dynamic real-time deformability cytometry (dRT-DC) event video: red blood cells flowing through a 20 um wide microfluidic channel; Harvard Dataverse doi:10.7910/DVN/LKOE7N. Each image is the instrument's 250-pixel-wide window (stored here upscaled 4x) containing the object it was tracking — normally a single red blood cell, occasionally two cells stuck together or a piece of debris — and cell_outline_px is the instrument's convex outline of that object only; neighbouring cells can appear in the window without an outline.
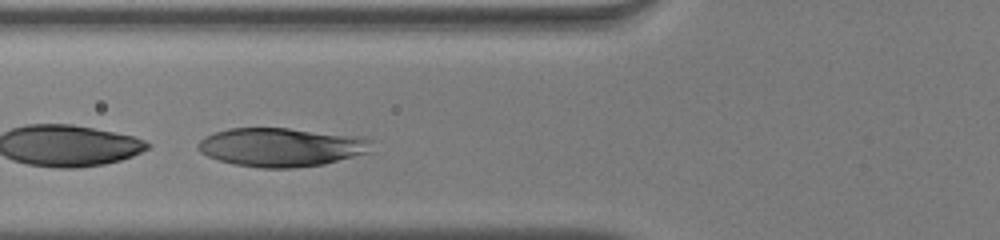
{"species": "human", "species_latin": "Homo sapiens", "temperature_condition": "warm", "stored_images_in_passage": 30, "camera_frame_rate_fps": 3000, "um_per_image_px": 0.085, "donor": {"sex": "male"}, "frame": {"image": 1, "passage_image": 8, "time_ms": 2.333, "image_size_px": [1000, 240], "cell_outline_px": [[372, 152], [324, 164], [292, 168], [260, 168], [236, 164], [220, 160], [208, 156], [200, 152], [196, 148], [196, 144], [204, 136], [228, 128], [288, 128], [360, 136], [372, 140]], "centroid_in_image_um": [23.93, 12.5], "position_along_channel_um": 101.9, "area_um2": 39.36}}
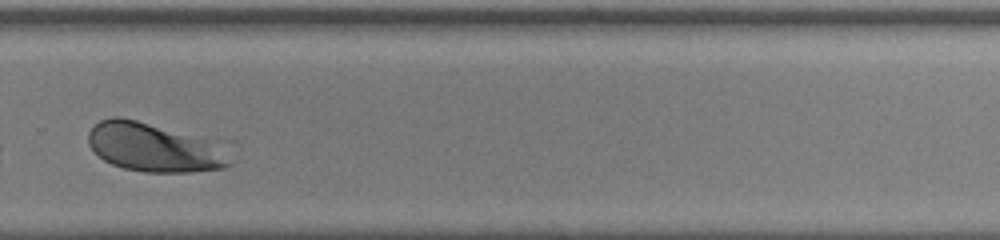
{"frame": {"image": 2, "passage_image": 24, "time_ms": 7.667, "image_size_px": [1000, 240], "cell_outline_px": [[232, 164], [224, 168], [192, 172], [144, 172], [124, 168], [112, 164], [104, 160], [88, 144], [88, 132], [100, 120], [112, 116], [120, 116], [136, 120], [204, 140]], "centroid_in_image_um": [12.89, 12.55], "position_along_channel_um": 316.9, "area_um2": 38.32}}
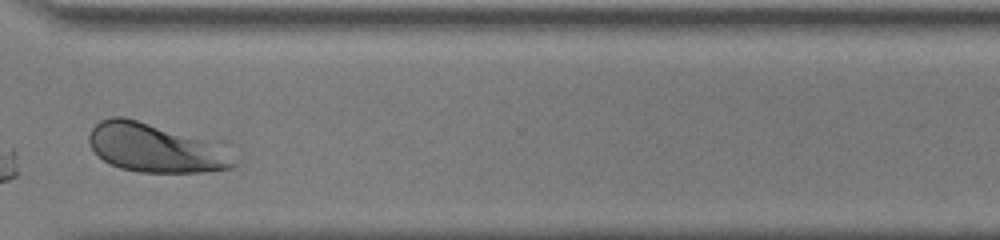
{"frame": {"image": 3, "passage_image": 27, "time_ms": 8.667, "image_size_px": [1000, 240], "cell_outline_px": [[240, 160], [232, 168], [204, 172], [136, 172], [120, 168], [104, 160], [92, 148], [88, 140], [88, 136], [92, 128], [100, 120], [112, 116], [124, 116], [228, 140]], "centroid_in_image_um": [13.49, 12.52], "position_along_channel_um": 357.1, "area_um2": 44.04}, "authors_computed_cell_mechanics": {"area_um2": 40.0843, "velocity_mm_per_s": 4.0221, "shape_relaxation_time_tau1_ms": 2.2465, "shape_relaxation_time_tau2_ms": null, "deformation_change_tau1": 0.1566, "deformation_change_tau2": null}}